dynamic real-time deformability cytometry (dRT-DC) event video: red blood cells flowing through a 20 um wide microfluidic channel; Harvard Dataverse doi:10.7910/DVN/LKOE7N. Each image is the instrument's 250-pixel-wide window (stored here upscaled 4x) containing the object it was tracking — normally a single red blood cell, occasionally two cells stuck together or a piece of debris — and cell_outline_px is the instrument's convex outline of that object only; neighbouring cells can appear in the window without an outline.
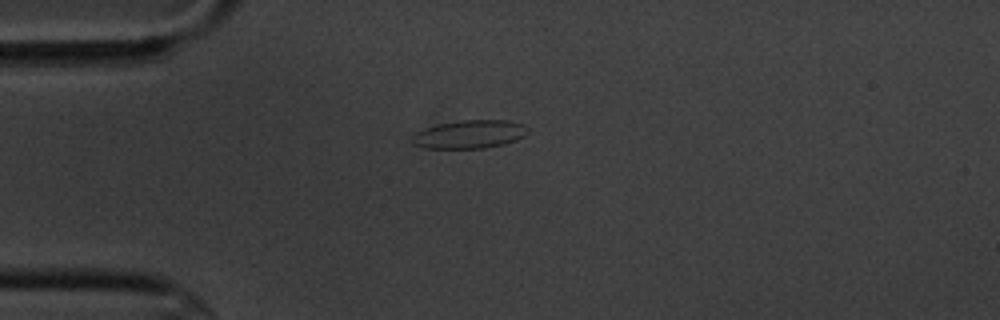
{"species": "common noctule bat (a hibernating species)", "species_latin": "Nyctalus noctula", "temperature_condition": "cold", "stored_images_in_passage": 2, "camera_frame_rate_fps": 3000, "um_per_image_px": 0.085, "animal": {"sex": "male", "body_mass_g": 20.1, "forearm_length_mm": 53.5}, "frame": {"image": 1, "passage_image": 1, "time_ms": 0.0, "image_size_px": [1000, 320], "cell_outline_px": [[528, 132], [524, 136], [516, 140], [504, 144], [484, 148], [424, 148], [412, 144], [412, 136], [416, 132], [424, 128], [440, 124], [464, 120], [508, 120], [524, 124], [528, 128]], "centroid_in_image_um": [39.92, 11.41], "position_along_channel_um": 45.1, "area_um2": 19.07}}